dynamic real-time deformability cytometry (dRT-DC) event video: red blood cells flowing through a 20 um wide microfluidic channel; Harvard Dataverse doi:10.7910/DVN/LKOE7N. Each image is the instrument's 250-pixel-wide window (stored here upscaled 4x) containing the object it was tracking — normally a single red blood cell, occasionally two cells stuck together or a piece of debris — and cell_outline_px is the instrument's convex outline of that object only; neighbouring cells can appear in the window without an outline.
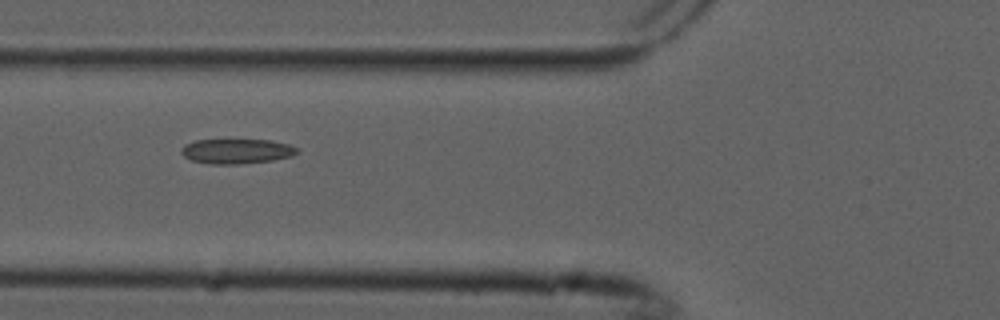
{"species": "common noctule bat (a hibernating species)", "species_latin": "Nyctalus noctula", "temperature_condition": "cold", "stored_images_in_passage": 9, "camera_frame_rate_fps": 3000, "um_per_image_px": 0.085, "animal": {"sex": "male", "forearm_length_mm": 52.5}, "frame": {"image": 1, "passage_image": 6, "time_ms": 1.667, "image_size_px": [1000, 320], "cell_outline_px": [[300, 152], [292, 156], [272, 160], [240, 164], [208, 164], [192, 160], [184, 156], [180, 152], [180, 148], [184, 144], [196, 140], [272, 140], [288, 144], [300, 148]], "centroid_in_image_um": [20.13, 12.85], "position_along_channel_um": 105.7, "area_um2": 16.94}}
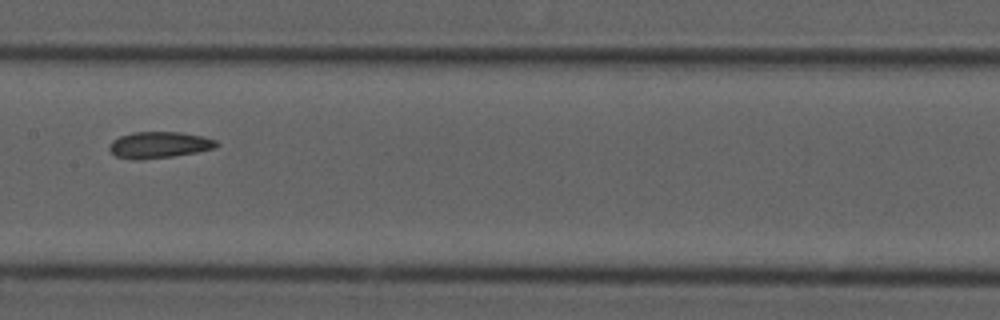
{"frame": {"image": 2, "passage_image": 8, "time_ms": 2.333, "image_size_px": [1000, 320], "cell_outline_px": [[220, 144], [216, 148], [196, 152], [172, 156], [144, 160], [136, 160], [116, 156], [108, 148], [108, 144], [112, 140], [120, 136], [132, 132], [180, 132], [200, 136], [216, 140]], "centroid_in_image_um": [13.5, 12.32], "position_along_channel_um": 193.9, "area_um2": 16.53}}
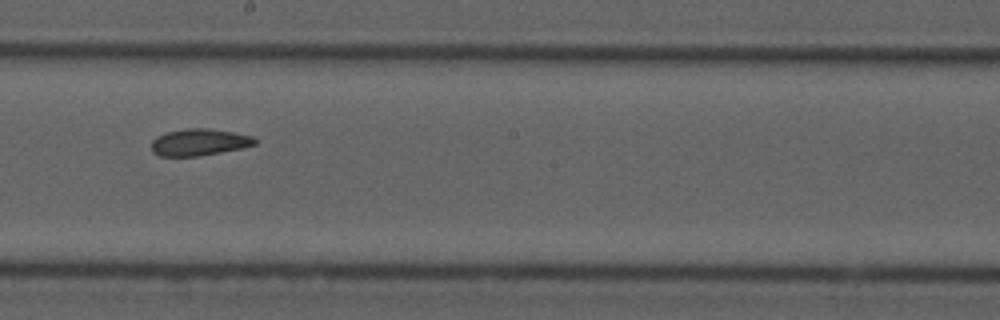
{"frame": {"image": 3, "passage_image": 9, "time_ms": 2.667, "image_size_px": [1000, 320], "cell_outline_px": [[256, 144], [244, 148], [200, 156], [160, 156], [152, 152], [152, 140], [156, 136], [168, 132], [184, 128], [208, 128], [232, 132], [252, 136], [256, 140]], "centroid_in_image_um": [16.93, 12.09], "position_along_channel_um": 231.3, "area_um2": 16.24}}